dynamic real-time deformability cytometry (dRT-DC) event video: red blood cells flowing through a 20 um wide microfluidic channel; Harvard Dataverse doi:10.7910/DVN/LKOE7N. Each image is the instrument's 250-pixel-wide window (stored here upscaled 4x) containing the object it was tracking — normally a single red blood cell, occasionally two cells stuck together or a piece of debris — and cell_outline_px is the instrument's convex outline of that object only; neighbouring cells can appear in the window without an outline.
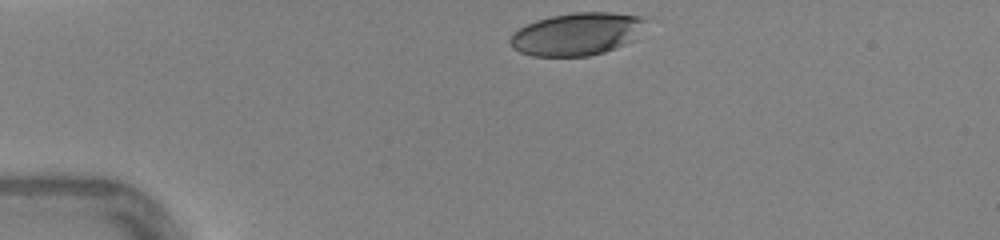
{"species": "human", "species_latin": "Homo sapiens", "temperature_condition": "warm", "stored_images_in_passage": 28, "camera_frame_rate_fps": 3000, "um_per_image_px": 0.085, "donor": {"sex": "female"}, "frame": {"image": 1, "passage_image": 1, "time_ms": 0.0, "image_size_px": [1000, 240], "cell_outline_px": [[644, 20], [624, 44], [604, 52], [588, 56], [532, 56], [520, 52], [512, 48], [508, 40], [512, 32], [536, 20], [552, 16], [576, 12], [612, 12], [640, 16]], "centroid_in_image_um": [48.87, 2.9], "position_along_channel_um": 36.1, "area_um2": 32.77}}
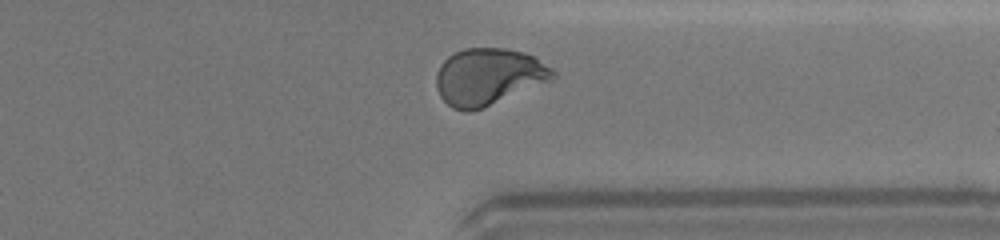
{"frame": {"image": 2, "passage_image": 27, "time_ms": 8.667, "image_size_px": [1000, 240], "cell_outline_px": [[556, 76], [552, 80], [484, 108], [468, 112], [452, 108], [440, 96], [436, 88], [436, 72], [440, 64], [448, 56], [464, 48], [508, 48], [524, 52], [536, 56], [552, 68], [556, 72]], "centroid_in_image_um": [41.53, 6.51], "position_along_channel_um": 369.9, "area_um2": 39.02}, "authors_computed_cell_mechanics": {"area_um2": 38.0035, "velocity_mm_per_s": 4.3992, "shape_relaxation_time_tau1_ms": 3.7128, "shape_relaxation_time_tau2_ms": null, "deformation_change_tau1": 0.1803, "deformation_change_tau2": null}}